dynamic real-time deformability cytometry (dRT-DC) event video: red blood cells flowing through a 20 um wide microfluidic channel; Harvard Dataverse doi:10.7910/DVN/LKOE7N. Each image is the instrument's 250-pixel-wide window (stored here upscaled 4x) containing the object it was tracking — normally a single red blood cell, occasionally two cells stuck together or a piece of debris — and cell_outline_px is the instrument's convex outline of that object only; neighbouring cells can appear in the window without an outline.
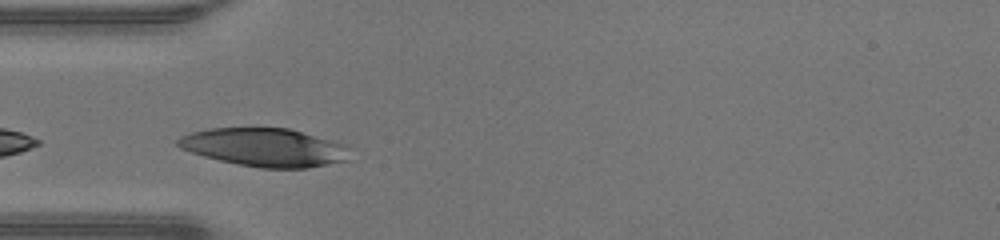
{"species": "human", "species_latin": "Homo sapiens", "temperature_condition": "warm", "stored_images_in_passage": 4, "camera_frame_rate_fps": 3000, "um_per_image_px": 0.085, "donor": {"sex": "male"}, "frame": {"image": 1, "passage_image": 1, "time_ms": 0.0, "image_size_px": [1000, 240], "cell_outline_px": [[356, 148], [348, 160], [308, 168], [260, 168], [220, 160], [204, 156], [180, 148], [176, 144], [176, 140], [180, 136], [192, 132], [208, 128], [252, 124], [288, 128], [348, 144]], "centroid_in_image_um": [22.56, 12.47], "position_along_channel_um": 62.4, "area_um2": 39.94}}